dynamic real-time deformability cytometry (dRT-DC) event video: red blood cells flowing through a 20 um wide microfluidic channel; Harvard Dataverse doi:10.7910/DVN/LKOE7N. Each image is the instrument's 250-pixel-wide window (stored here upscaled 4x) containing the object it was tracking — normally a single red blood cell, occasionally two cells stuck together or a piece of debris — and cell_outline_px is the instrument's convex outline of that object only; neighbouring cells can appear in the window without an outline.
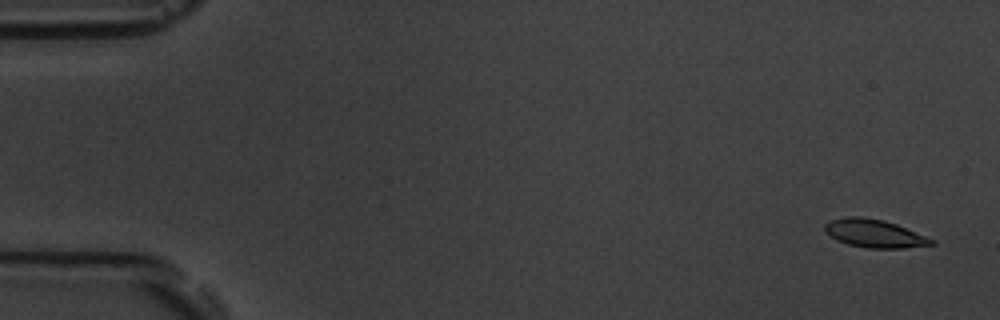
{"species": "common noctule bat (a hibernating species)", "species_latin": "Nyctalus noctula", "temperature_condition": "room temperature", "stored_images_in_passage": 13, "camera_frame_rate_fps": 3000, "um_per_image_px": 0.085, "animal": {"sex": "male", "body_mass_g": 19.5, "forearm_length_mm": 54.6}, "frame": {"image": 1, "passage_image": 1, "time_ms": 0.0, "image_size_px": [1000, 320], "cell_outline_px": [[936, 244], [904, 248], [868, 248], [848, 244], [836, 240], [824, 232], [824, 224], [832, 220], [848, 216], [860, 216], [884, 220], [896, 224], [936, 240]], "centroid_in_image_um": [74.32, 19.84], "position_along_channel_um": 10.7, "area_um2": 17.51}}
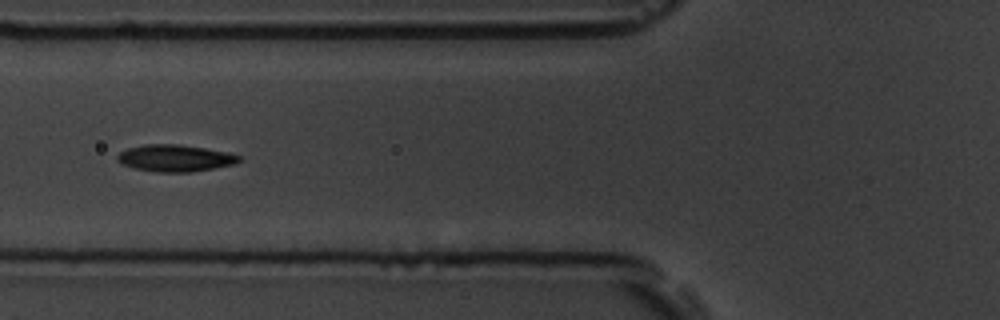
{"frame": {"image": 2, "passage_image": 6, "time_ms": 6.667, "image_size_px": [1000, 320], "cell_outline_px": [[240, 160], [232, 164], [192, 172], [156, 172], [132, 168], [116, 160], [116, 156], [120, 152], [128, 148], [144, 144], [180, 144], [228, 152], [240, 156]], "centroid_in_image_um": [14.83, 13.44], "position_along_channel_um": 111.0, "area_um2": 18.96}}
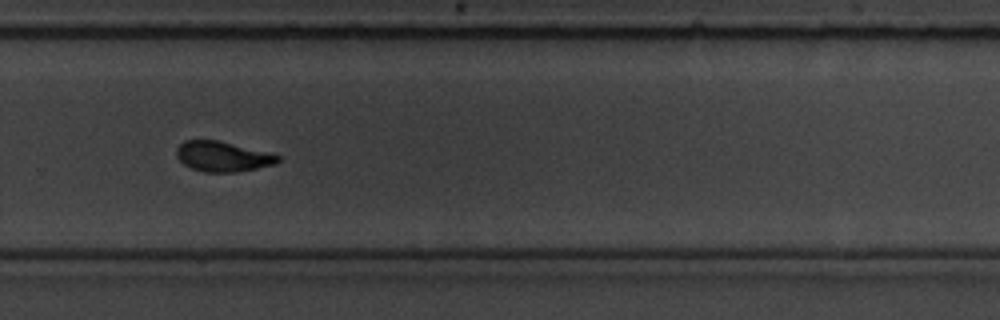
{"frame": {"image": 3, "passage_image": 11, "time_ms": 12.333, "image_size_px": [1000, 320], "cell_outline_px": [[280, 160], [276, 164], [236, 172], [204, 172], [192, 168], [184, 164], [176, 156], [176, 148], [184, 140], [216, 140], [272, 152], [280, 156]], "centroid_in_image_um": [18.95, 13.29], "position_along_channel_um": 310.8, "area_um2": 17.92}, "authors_computed_cell_mechanics": {"area_um2": 18.496, "velocity_mm_per_s": 3.5325, "shape_relaxation_time_tau1_ms": 4.3875, "shape_relaxation_time_tau2_ms": 1.2665, "deformation_change_tau1": 0.1068, "deformation_change_tau2": 0.054}}